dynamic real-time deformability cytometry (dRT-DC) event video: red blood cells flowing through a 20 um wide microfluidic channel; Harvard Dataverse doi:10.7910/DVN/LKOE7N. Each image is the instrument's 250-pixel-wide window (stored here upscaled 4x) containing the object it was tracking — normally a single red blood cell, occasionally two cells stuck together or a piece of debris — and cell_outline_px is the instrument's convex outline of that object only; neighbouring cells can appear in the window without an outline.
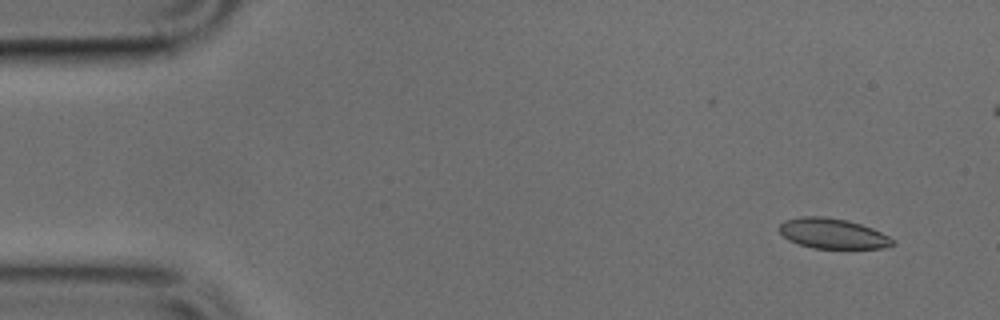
{"species": "common noctule bat (a hibernating species)", "species_latin": "Nyctalus noctula", "temperature_condition": "cold", "stored_images_in_passage": 51, "camera_frame_rate_fps": 3000, "um_per_image_px": 0.085, "animal": {"sex": "male", "body_mass_g": 17.9, "forearm_length_mm": 54.2}, "frame": {"image": 1, "passage_image": 4, "time_ms": 1.0, "image_size_px": [1000, 320], "cell_outline_px": [[896, 244], [884, 248], [812, 248], [788, 240], [780, 232], [780, 224], [784, 220], [800, 216], [824, 216], [848, 220], [872, 228], [896, 240]], "centroid_in_image_um": [70.79, 19.84], "position_along_channel_um": 14.2, "area_um2": 20.0}}
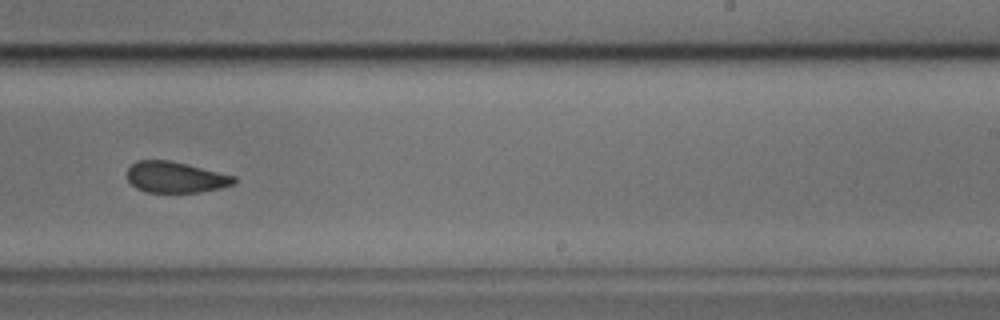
{"frame": {"image": 2, "passage_image": 31, "time_ms": 10.0, "image_size_px": [1000, 320], "cell_outline_px": [[236, 184], [220, 188], [200, 192], [148, 192], [136, 188], [128, 180], [128, 168], [136, 160], [168, 160], [236, 176]], "centroid_in_image_um": [14.93, 15.07], "position_along_channel_um": 274.1, "area_um2": 19.19}}
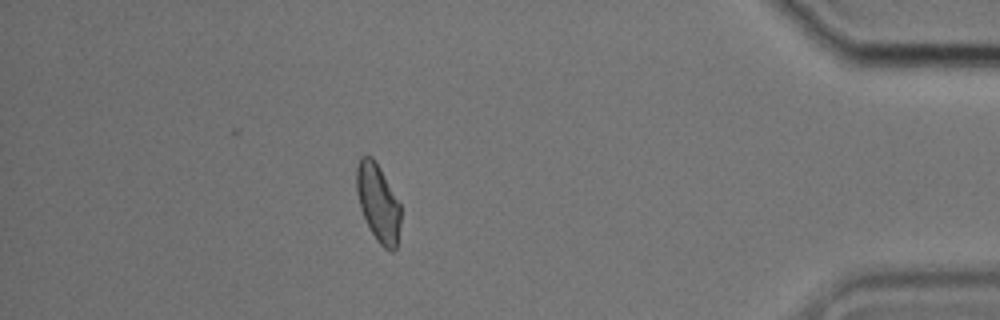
{"frame": {"image": 3, "passage_image": 44, "time_ms": 14.333, "image_size_px": [1000, 320], "cell_outline_px": [[400, 224], [396, 248], [392, 252], [384, 248], [376, 240], [360, 208], [356, 192], [356, 168], [360, 156], [372, 156], [376, 160], [400, 204]], "centroid_in_image_um": [32.13, 17.21], "position_along_channel_um": 403.1, "area_um2": 19.94}}